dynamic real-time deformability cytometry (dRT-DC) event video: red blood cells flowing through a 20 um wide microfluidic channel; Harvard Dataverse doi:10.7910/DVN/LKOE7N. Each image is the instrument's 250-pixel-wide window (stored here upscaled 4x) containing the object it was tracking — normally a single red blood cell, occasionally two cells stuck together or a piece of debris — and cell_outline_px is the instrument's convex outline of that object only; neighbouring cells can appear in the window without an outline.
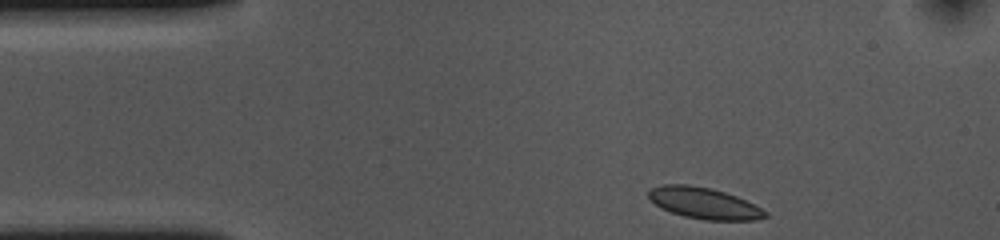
{"species": "common noctule bat (a hibernating species)", "species_latin": "Nyctalus noctula", "temperature_condition": "cold", "stored_images_in_passage": 37, "camera_frame_rate_fps": 3000, "um_per_image_px": 0.085, "animal": {"sex": "female", "body_mass_g": 10.0, "forearm_length_mm": 53.1}, "frame": {"image": 1, "passage_image": 1, "time_ms": 0.0, "image_size_px": [1000, 240], "cell_outline_px": [[768, 216], [756, 220], [704, 220], [684, 216], [660, 208], [648, 196], [648, 192], [652, 188], [664, 184], [688, 184], [712, 188], [736, 196], [768, 212]], "centroid_in_image_um": [59.84, 17.27], "position_along_channel_um": 25.2, "area_um2": 21.1}}
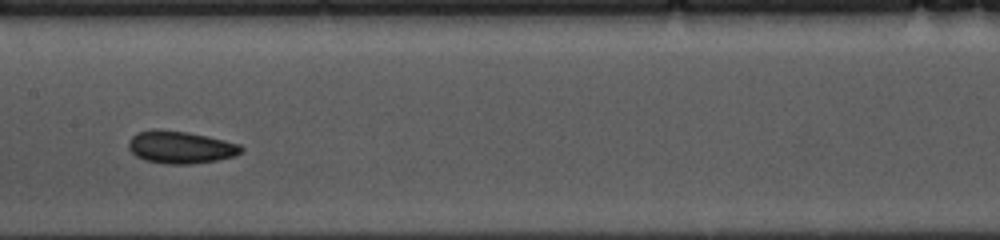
{"frame": {"image": 2, "passage_image": 19, "time_ms": 6.0, "image_size_px": [1000, 240], "cell_outline_px": [[244, 148], [236, 156], [216, 160], [188, 164], [164, 164], [144, 160], [136, 156], [128, 148], [128, 140], [136, 132], [152, 128], [156, 128], [188, 132], [208, 136], [240, 144]], "centroid_in_image_um": [15.3, 12.5], "position_along_channel_um": 192.1, "area_um2": 21.56}}
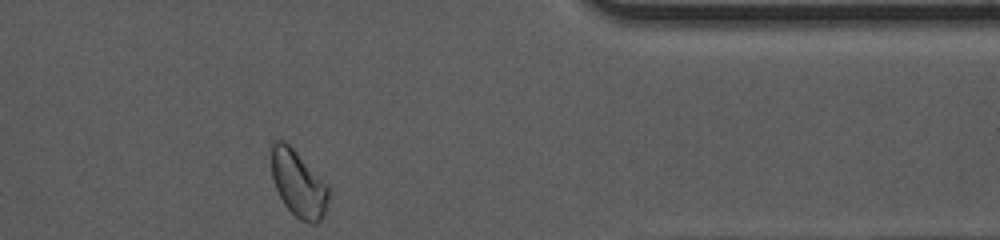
{"frame": {"image": 3, "passage_image": 37, "time_ms": 12.0, "image_size_px": [1000, 240], "cell_outline_px": [[328, 200], [324, 216], [316, 224], [312, 224], [300, 220], [284, 204], [272, 180], [272, 140], [284, 140], [328, 184]], "centroid_in_image_um": [25.37, 15.63], "position_along_channel_um": 386.0, "area_um2": 21.96}, "authors_computed_cell_mechanics": {"area_um2": 20.7502, "velocity_mm_per_s": 3.6142, "shape_relaxation_time_tau1_ms": 3.0875, "shape_relaxation_time_tau2_ms": 6.1903, "deformation_change_tau1": 0.0643, "deformation_change_tau2": 0.0866}}